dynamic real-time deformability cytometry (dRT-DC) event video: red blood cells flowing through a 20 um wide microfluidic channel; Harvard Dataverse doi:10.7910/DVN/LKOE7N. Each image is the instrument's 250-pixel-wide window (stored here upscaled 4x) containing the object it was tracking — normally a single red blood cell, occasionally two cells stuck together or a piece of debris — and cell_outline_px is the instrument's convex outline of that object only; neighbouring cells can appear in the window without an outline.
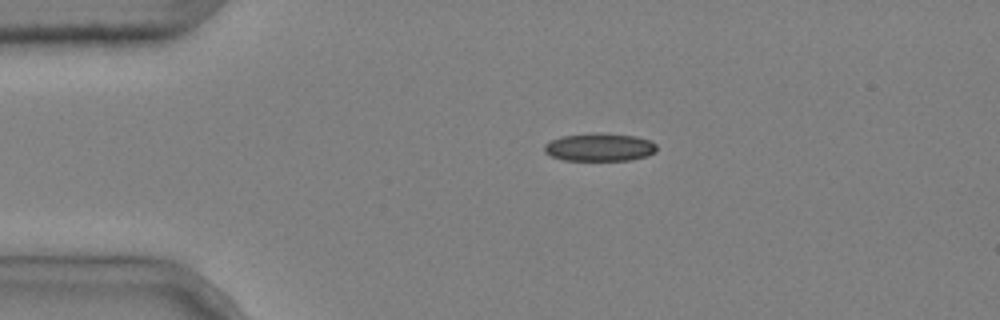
{"species": "common noctule bat (a hibernating species)", "species_latin": "Nyctalus noctula", "temperature_condition": "cold", "stored_images_in_passage": 2, "camera_frame_rate_fps": 3000, "um_per_image_px": 0.085, "animal": {"sex": "male", "body_mass_g": 20.4}, "frame": {"image": 1, "passage_image": 1, "time_ms": 0.0, "image_size_px": [1000, 320], "cell_outline_px": [[656, 152], [648, 156], [628, 160], [564, 160], [552, 156], [544, 152], [544, 144], [560, 136], [592, 132], [600, 132], [636, 136], [648, 140], [656, 144]], "centroid_in_image_um": [50.95, 12.5], "position_along_channel_um": 34.0, "area_um2": 18.5}}